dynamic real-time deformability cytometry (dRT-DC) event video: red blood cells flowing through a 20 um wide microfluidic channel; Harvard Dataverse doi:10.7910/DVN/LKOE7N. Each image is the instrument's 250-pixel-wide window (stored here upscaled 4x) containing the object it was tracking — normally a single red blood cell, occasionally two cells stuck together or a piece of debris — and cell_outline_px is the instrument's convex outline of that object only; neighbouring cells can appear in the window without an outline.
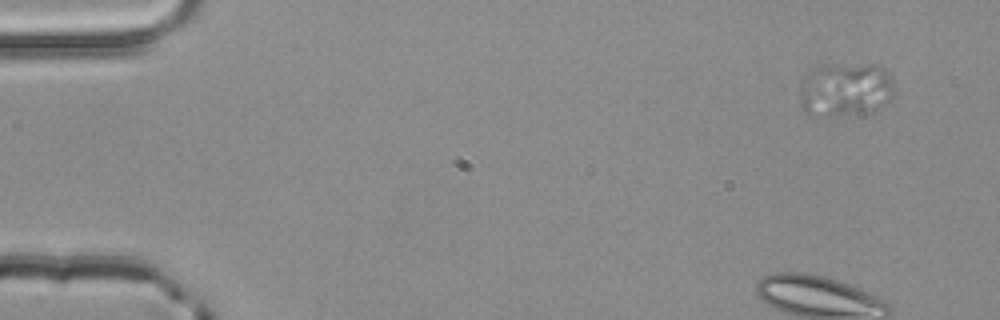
{"species": "common noctule bat (a hibernating species)", "species_latin": "Nyctalus noctula", "temperature_condition": "room temperature", "stored_images_in_passage": 4, "camera_frame_rate_fps": 3000, "um_per_image_px": 0.085, "animal": {"sex": "male", "body_mass_g": 20.4}, "frame": {"image": 1, "passage_image": 1, "time_ms": 0.0, "image_size_px": [1000, 320], "cell_outline_px": [[892, 96], [884, 104], [872, 112], [812, 120], [804, 112], [800, 100], [800, 80], [812, 68], [820, 64], [876, 64], [888, 72], [892, 76]], "centroid_in_image_um": [71.77, 7.65], "position_along_channel_um": 13.2, "area_um2": 31.04}}